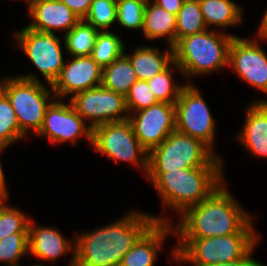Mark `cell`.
<instances>
[{"label": "cell", "mask_w": 267, "mask_h": 266, "mask_svg": "<svg viewBox=\"0 0 267 266\" xmlns=\"http://www.w3.org/2000/svg\"><path fill=\"white\" fill-rule=\"evenodd\" d=\"M26 252H29V233H14L0 240V262L6 266H20L18 260Z\"/></svg>", "instance_id": "f1b7e54d"}, {"label": "cell", "mask_w": 267, "mask_h": 266, "mask_svg": "<svg viewBox=\"0 0 267 266\" xmlns=\"http://www.w3.org/2000/svg\"><path fill=\"white\" fill-rule=\"evenodd\" d=\"M137 80L133 66L125 54L102 68L101 86L124 96Z\"/></svg>", "instance_id": "603a6c76"}, {"label": "cell", "mask_w": 267, "mask_h": 266, "mask_svg": "<svg viewBox=\"0 0 267 266\" xmlns=\"http://www.w3.org/2000/svg\"><path fill=\"white\" fill-rule=\"evenodd\" d=\"M175 103L159 102L129 115L134 134L150 152L176 130ZM137 114V115H136Z\"/></svg>", "instance_id": "7c38bea8"}, {"label": "cell", "mask_w": 267, "mask_h": 266, "mask_svg": "<svg viewBox=\"0 0 267 266\" xmlns=\"http://www.w3.org/2000/svg\"><path fill=\"white\" fill-rule=\"evenodd\" d=\"M117 5L110 0H93L83 21L98 31H108L116 22Z\"/></svg>", "instance_id": "f546056e"}, {"label": "cell", "mask_w": 267, "mask_h": 266, "mask_svg": "<svg viewBox=\"0 0 267 266\" xmlns=\"http://www.w3.org/2000/svg\"><path fill=\"white\" fill-rule=\"evenodd\" d=\"M91 145L97 153L105 154L108 159L139 166L147 176L149 152L140 144L129 120L94 127Z\"/></svg>", "instance_id": "ba28073f"}, {"label": "cell", "mask_w": 267, "mask_h": 266, "mask_svg": "<svg viewBox=\"0 0 267 266\" xmlns=\"http://www.w3.org/2000/svg\"><path fill=\"white\" fill-rule=\"evenodd\" d=\"M84 122L70 102L65 104L54 100L46 109L42 127L37 135L46 136L53 144L70 140L73 146H76V140L80 136H85L92 144V128Z\"/></svg>", "instance_id": "4fadbf2b"}, {"label": "cell", "mask_w": 267, "mask_h": 266, "mask_svg": "<svg viewBox=\"0 0 267 266\" xmlns=\"http://www.w3.org/2000/svg\"><path fill=\"white\" fill-rule=\"evenodd\" d=\"M102 68L91 56L73 57L50 86L57 98L101 86Z\"/></svg>", "instance_id": "9a60e30c"}, {"label": "cell", "mask_w": 267, "mask_h": 266, "mask_svg": "<svg viewBox=\"0 0 267 266\" xmlns=\"http://www.w3.org/2000/svg\"><path fill=\"white\" fill-rule=\"evenodd\" d=\"M258 240L257 233L178 239L179 242L173 249L172 255L179 263L188 262L193 266L236 262L254 250Z\"/></svg>", "instance_id": "5b68a950"}, {"label": "cell", "mask_w": 267, "mask_h": 266, "mask_svg": "<svg viewBox=\"0 0 267 266\" xmlns=\"http://www.w3.org/2000/svg\"><path fill=\"white\" fill-rule=\"evenodd\" d=\"M247 108L244 128L237 137L253 155L267 157V101H254Z\"/></svg>", "instance_id": "ac0fdd59"}, {"label": "cell", "mask_w": 267, "mask_h": 266, "mask_svg": "<svg viewBox=\"0 0 267 266\" xmlns=\"http://www.w3.org/2000/svg\"><path fill=\"white\" fill-rule=\"evenodd\" d=\"M170 222H156L123 256L119 266H154L157 251L174 231ZM172 230V231H171Z\"/></svg>", "instance_id": "e0dca14e"}, {"label": "cell", "mask_w": 267, "mask_h": 266, "mask_svg": "<svg viewBox=\"0 0 267 266\" xmlns=\"http://www.w3.org/2000/svg\"><path fill=\"white\" fill-rule=\"evenodd\" d=\"M223 184L208 198L187 208L176 223L178 239H202L255 233L252 215L242 209Z\"/></svg>", "instance_id": "7a4b0ae2"}, {"label": "cell", "mask_w": 267, "mask_h": 266, "mask_svg": "<svg viewBox=\"0 0 267 266\" xmlns=\"http://www.w3.org/2000/svg\"><path fill=\"white\" fill-rule=\"evenodd\" d=\"M206 27H229L242 21V10L231 0H199Z\"/></svg>", "instance_id": "7402d4cb"}, {"label": "cell", "mask_w": 267, "mask_h": 266, "mask_svg": "<svg viewBox=\"0 0 267 266\" xmlns=\"http://www.w3.org/2000/svg\"><path fill=\"white\" fill-rule=\"evenodd\" d=\"M14 35L20 49L51 86L65 64L59 37L54 33H41L28 27Z\"/></svg>", "instance_id": "8fae6325"}, {"label": "cell", "mask_w": 267, "mask_h": 266, "mask_svg": "<svg viewBox=\"0 0 267 266\" xmlns=\"http://www.w3.org/2000/svg\"><path fill=\"white\" fill-rule=\"evenodd\" d=\"M176 108V130L200 140L212 151L215 121L205 100L193 84H184Z\"/></svg>", "instance_id": "9c48e42d"}, {"label": "cell", "mask_w": 267, "mask_h": 266, "mask_svg": "<svg viewBox=\"0 0 267 266\" xmlns=\"http://www.w3.org/2000/svg\"><path fill=\"white\" fill-rule=\"evenodd\" d=\"M110 1H112V2H114V3H118V2H120L121 0H110Z\"/></svg>", "instance_id": "ab89813d"}, {"label": "cell", "mask_w": 267, "mask_h": 266, "mask_svg": "<svg viewBox=\"0 0 267 266\" xmlns=\"http://www.w3.org/2000/svg\"><path fill=\"white\" fill-rule=\"evenodd\" d=\"M184 1L185 0H151V2L175 15L179 13V10L182 8Z\"/></svg>", "instance_id": "e575fe53"}, {"label": "cell", "mask_w": 267, "mask_h": 266, "mask_svg": "<svg viewBox=\"0 0 267 266\" xmlns=\"http://www.w3.org/2000/svg\"><path fill=\"white\" fill-rule=\"evenodd\" d=\"M58 1L63 2L79 17L80 20H83L87 15L93 0H58Z\"/></svg>", "instance_id": "836d02e7"}, {"label": "cell", "mask_w": 267, "mask_h": 266, "mask_svg": "<svg viewBox=\"0 0 267 266\" xmlns=\"http://www.w3.org/2000/svg\"><path fill=\"white\" fill-rule=\"evenodd\" d=\"M26 137L20 130L15 111L0 90V147L7 148L13 142Z\"/></svg>", "instance_id": "4316f807"}, {"label": "cell", "mask_w": 267, "mask_h": 266, "mask_svg": "<svg viewBox=\"0 0 267 266\" xmlns=\"http://www.w3.org/2000/svg\"><path fill=\"white\" fill-rule=\"evenodd\" d=\"M235 35L204 31L181 38L173 46L177 70L185 78L210 74L228 66V51Z\"/></svg>", "instance_id": "277c9868"}, {"label": "cell", "mask_w": 267, "mask_h": 266, "mask_svg": "<svg viewBox=\"0 0 267 266\" xmlns=\"http://www.w3.org/2000/svg\"><path fill=\"white\" fill-rule=\"evenodd\" d=\"M50 89L51 92L35 74L7 77L0 82V90L9 99L20 130L25 136H28L31 128L37 134L42 127L46 109L52 103L49 97L53 95L55 98L52 88Z\"/></svg>", "instance_id": "52a82bcc"}, {"label": "cell", "mask_w": 267, "mask_h": 266, "mask_svg": "<svg viewBox=\"0 0 267 266\" xmlns=\"http://www.w3.org/2000/svg\"><path fill=\"white\" fill-rule=\"evenodd\" d=\"M6 149V148H3V147H0V154L1 152ZM4 172H3V169H2V165H1V162H0V190H6V183H5V177H4Z\"/></svg>", "instance_id": "74e56055"}, {"label": "cell", "mask_w": 267, "mask_h": 266, "mask_svg": "<svg viewBox=\"0 0 267 266\" xmlns=\"http://www.w3.org/2000/svg\"><path fill=\"white\" fill-rule=\"evenodd\" d=\"M228 66L250 86L267 94V55L256 41L235 36L229 45Z\"/></svg>", "instance_id": "5bb4252c"}, {"label": "cell", "mask_w": 267, "mask_h": 266, "mask_svg": "<svg viewBox=\"0 0 267 266\" xmlns=\"http://www.w3.org/2000/svg\"><path fill=\"white\" fill-rule=\"evenodd\" d=\"M98 33L92 25L80 20L64 34V48L71 57L91 56Z\"/></svg>", "instance_id": "cb8c5ba5"}, {"label": "cell", "mask_w": 267, "mask_h": 266, "mask_svg": "<svg viewBox=\"0 0 267 266\" xmlns=\"http://www.w3.org/2000/svg\"><path fill=\"white\" fill-rule=\"evenodd\" d=\"M222 166L221 158L207 145L177 130L153 148L148 155V172Z\"/></svg>", "instance_id": "8992f818"}, {"label": "cell", "mask_w": 267, "mask_h": 266, "mask_svg": "<svg viewBox=\"0 0 267 266\" xmlns=\"http://www.w3.org/2000/svg\"><path fill=\"white\" fill-rule=\"evenodd\" d=\"M148 0H121L117 5L116 21L128 29L143 28L144 11Z\"/></svg>", "instance_id": "4dcf8cb0"}, {"label": "cell", "mask_w": 267, "mask_h": 266, "mask_svg": "<svg viewBox=\"0 0 267 266\" xmlns=\"http://www.w3.org/2000/svg\"><path fill=\"white\" fill-rule=\"evenodd\" d=\"M223 167H196L168 172H147L164 207L180 214L208 198L223 183Z\"/></svg>", "instance_id": "3957f363"}, {"label": "cell", "mask_w": 267, "mask_h": 266, "mask_svg": "<svg viewBox=\"0 0 267 266\" xmlns=\"http://www.w3.org/2000/svg\"><path fill=\"white\" fill-rule=\"evenodd\" d=\"M142 31L150 40L167 37L168 45L173 47L176 44V15L148 0Z\"/></svg>", "instance_id": "44dd1931"}, {"label": "cell", "mask_w": 267, "mask_h": 266, "mask_svg": "<svg viewBox=\"0 0 267 266\" xmlns=\"http://www.w3.org/2000/svg\"><path fill=\"white\" fill-rule=\"evenodd\" d=\"M127 111L136 112L159 103L145 80H137L125 96Z\"/></svg>", "instance_id": "d6a6232c"}, {"label": "cell", "mask_w": 267, "mask_h": 266, "mask_svg": "<svg viewBox=\"0 0 267 266\" xmlns=\"http://www.w3.org/2000/svg\"><path fill=\"white\" fill-rule=\"evenodd\" d=\"M8 191L7 190H0V208L6 203L8 199Z\"/></svg>", "instance_id": "f35d334b"}, {"label": "cell", "mask_w": 267, "mask_h": 266, "mask_svg": "<svg viewBox=\"0 0 267 266\" xmlns=\"http://www.w3.org/2000/svg\"><path fill=\"white\" fill-rule=\"evenodd\" d=\"M70 103L84 120H91L89 126L92 129L101 124L129 119L125 96L102 86L74 94Z\"/></svg>", "instance_id": "30bf717a"}, {"label": "cell", "mask_w": 267, "mask_h": 266, "mask_svg": "<svg viewBox=\"0 0 267 266\" xmlns=\"http://www.w3.org/2000/svg\"><path fill=\"white\" fill-rule=\"evenodd\" d=\"M123 40L111 31H99L92 50V59L104 68L125 52Z\"/></svg>", "instance_id": "484cf974"}, {"label": "cell", "mask_w": 267, "mask_h": 266, "mask_svg": "<svg viewBox=\"0 0 267 266\" xmlns=\"http://www.w3.org/2000/svg\"><path fill=\"white\" fill-rule=\"evenodd\" d=\"M129 212L114 223L79 234L70 266H119L123 256L156 222H170L162 216Z\"/></svg>", "instance_id": "6da1fadb"}, {"label": "cell", "mask_w": 267, "mask_h": 266, "mask_svg": "<svg viewBox=\"0 0 267 266\" xmlns=\"http://www.w3.org/2000/svg\"><path fill=\"white\" fill-rule=\"evenodd\" d=\"M29 222L23 212L5 203L0 208V240L14 233H29Z\"/></svg>", "instance_id": "1f68e13d"}, {"label": "cell", "mask_w": 267, "mask_h": 266, "mask_svg": "<svg viewBox=\"0 0 267 266\" xmlns=\"http://www.w3.org/2000/svg\"><path fill=\"white\" fill-rule=\"evenodd\" d=\"M33 22L26 27L31 30L53 34V30L69 32L79 21V17L58 0H27Z\"/></svg>", "instance_id": "2e32d148"}, {"label": "cell", "mask_w": 267, "mask_h": 266, "mask_svg": "<svg viewBox=\"0 0 267 266\" xmlns=\"http://www.w3.org/2000/svg\"><path fill=\"white\" fill-rule=\"evenodd\" d=\"M64 238L55 228L37 227L32 220L29 222V253L43 262L54 261L71 250L75 251V245Z\"/></svg>", "instance_id": "d6986e66"}, {"label": "cell", "mask_w": 267, "mask_h": 266, "mask_svg": "<svg viewBox=\"0 0 267 266\" xmlns=\"http://www.w3.org/2000/svg\"><path fill=\"white\" fill-rule=\"evenodd\" d=\"M257 37L260 39L267 40V9L259 25V29L256 33Z\"/></svg>", "instance_id": "8d00e7d4"}, {"label": "cell", "mask_w": 267, "mask_h": 266, "mask_svg": "<svg viewBox=\"0 0 267 266\" xmlns=\"http://www.w3.org/2000/svg\"><path fill=\"white\" fill-rule=\"evenodd\" d=\"M252 253H253V250L246 257L236 262L208 264L205 266H265L264 264L259 263L258 261L254 260L251 257Z\"/></svg>", "instance_id": "d590c367"}, {"label": "cell", "mask_w": 267, "mask_h": 266, "mask_svg": "<svg viewBox=\"0 0 267 266\" xmlns=\"http://www.w3.org/2000/svg\"><path fill=\"white\" fill-rule=\"evenodd\" d=\"M165 53L149 46L136 48L132 55L124 53L130 60L138 80H149L163 72L174 61L173 47Z\"/></svg>", "instance_id": "ffe728a7"}, {"label": "cell", "mask_w": 267, "mask_h": 266, "mask_svg": "<svg viewBox=\"0 0 267 266\" xmlns=\"http://www.w3.org/2000/svg\"><path fill=\"white\" fill-rule=\"evenodd\" d=\"M172 65L177 68L173 61L163 72L147 80L149 87L159 102L175 103L184 85H176L172 80Z\"/></svg>", "instance_id": "83f0119b"}, {"label": "cell", "mask_w": 267, "mask_h": 266, "mask_svg": "<svg viewBox=\"0 0 267 266\" xmlns=\"http://www.w3.org/2000/svg\"><path fill=\"white\" fill-rule=\"evenodd\" d=\"M206 30L199 0H185L176 15V43L181 38Z\"/></svg>", "instance_id": "d4e9b609"}]
</instances>
